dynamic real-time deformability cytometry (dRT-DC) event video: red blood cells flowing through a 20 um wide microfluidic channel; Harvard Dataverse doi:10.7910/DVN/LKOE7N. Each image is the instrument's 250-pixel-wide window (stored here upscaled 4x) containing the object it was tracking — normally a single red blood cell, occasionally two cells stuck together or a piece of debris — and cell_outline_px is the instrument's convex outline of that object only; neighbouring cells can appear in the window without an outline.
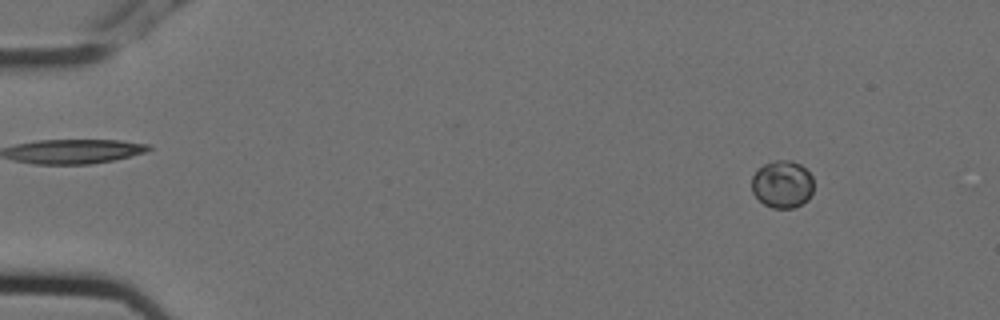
{"species": "Egyptian fruit bat (a non-hibernating species)", "species_latin": "Rousettus aegyptiacus", "temperature_condition": "cold", "stored_images_in_passage": 4, "camera_frame_rate_fps": 3000, "um_per_image_px": 0.085, "animal": {"sex": "female"}, "frame": {"image": 1, "passage_image": 1, "time_ms": 0.0, "image_size_px": [1000, 320], "cell_outline_px": [[812, 192], [808, 200], [792, 208], [772, 208], [764, 204], [752, 192], [752, 176], [764, 164], [776, 160], [792, 160], [800, 164], [812, 176]], "centroid_in_image_um": [66.49, 15.66], "position_along_channel_um": 18.5, "area_um2": 16.99}}
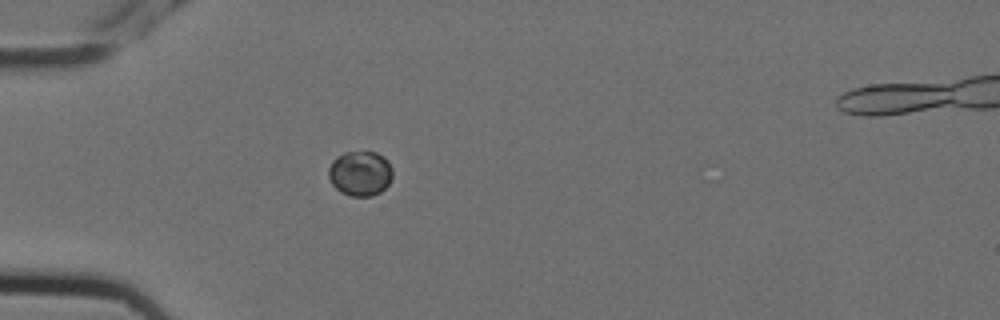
{"frame": {"image": 2, "passage_image": 4, "time_ms": 1.0, "image_size_px": [1000, 320], "cell_outline_px": [[392, 176], [388, 184], [380, 192], [372, 196], [352, 196], [340, 192], [332, 184], [328, 176], [328, 168], [332, 160], [336, 156], [344, 152], [376, 152], [384, 156], [388, 160], [392, 168]], "centroid_in_image_um": [30.6, 14.73], "position_along_channel_um": 54.4, "area_um2": 16.94}}